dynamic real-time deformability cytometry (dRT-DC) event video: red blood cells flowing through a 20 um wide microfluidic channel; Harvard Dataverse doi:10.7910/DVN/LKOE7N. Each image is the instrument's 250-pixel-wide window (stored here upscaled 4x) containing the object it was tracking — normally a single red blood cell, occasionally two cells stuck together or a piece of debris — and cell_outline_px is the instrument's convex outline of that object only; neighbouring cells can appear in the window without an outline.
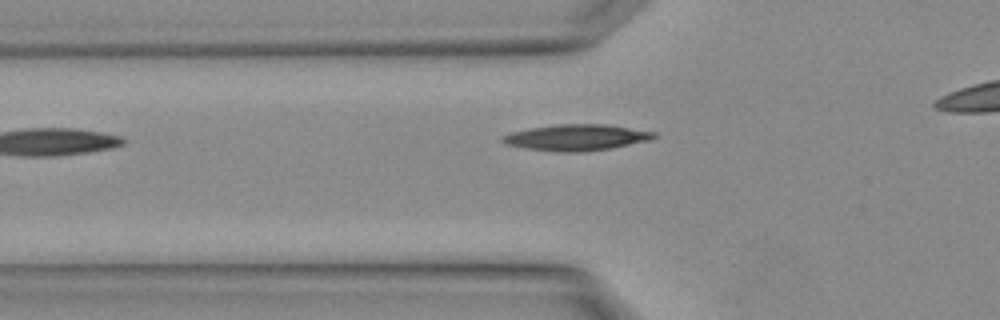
{"species": "Egyptian fruit bat (a non-hibernating species)", "species_latin": "Rousettus aegyptiacus", "temperature_condition": "warm", "stored_images_in_passage": 4, "camera_frame_rate_fps": 3000, "um_per_image_px": 0.085, "animal": {"sex": "female"}, "frame": {"image": 1, "passage_image": 4, "time_ms": 1.0, "image_size_px": [1000, 320], "cell_outline_px": [[656, 136], [652, 140], [608, 148], [584, 152], [560, 152], [524, 148], [504, 144], [500, 140], [500, 136], [512, 132], [528, 128], [556, 124], [604, 124], [656, 132]], "centroid_in_image_um": [48.94, 11.68], "position_along_channel_um": 76.9, "area_um2": 23.12}}